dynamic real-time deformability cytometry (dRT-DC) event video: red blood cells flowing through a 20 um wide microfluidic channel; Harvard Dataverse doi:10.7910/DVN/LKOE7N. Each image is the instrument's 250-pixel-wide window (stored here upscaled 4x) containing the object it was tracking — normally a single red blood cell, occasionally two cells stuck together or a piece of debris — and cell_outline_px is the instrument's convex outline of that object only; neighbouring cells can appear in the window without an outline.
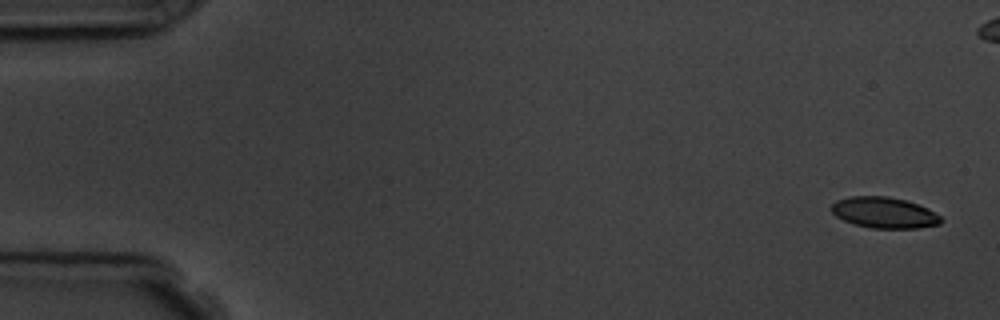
{"species": "common noctule bat (a hibernating species)", "species_latin": "Nyctalus noctula", "temperature_condition": "room temperature", "stored_images_in_passage": 2, "camera_frame_rate_fps": 3000, "um_per_image_px": 0.085, "animal": {"sex": "male", "body_mass_g": 19.5, "forearm_length_mm": 54.6}, "frame": {"image": 1, "passage_image": 1, "time_ms": 0.0, "image_size_px": [1000, 320], "cell_outline_px": [[944, 220], [940, 224], [920, 228], [872, 228], [856, 224], [844, 220], [836, 216], [828, 208], [836, 200], [848, 196], [888, 196], [904, 200], [928, 208], [940, 216]], "centroid_in_image_um": [75.14, 18.07], "position_along_channel_um": 9.9, "area_um2": 19.83}}